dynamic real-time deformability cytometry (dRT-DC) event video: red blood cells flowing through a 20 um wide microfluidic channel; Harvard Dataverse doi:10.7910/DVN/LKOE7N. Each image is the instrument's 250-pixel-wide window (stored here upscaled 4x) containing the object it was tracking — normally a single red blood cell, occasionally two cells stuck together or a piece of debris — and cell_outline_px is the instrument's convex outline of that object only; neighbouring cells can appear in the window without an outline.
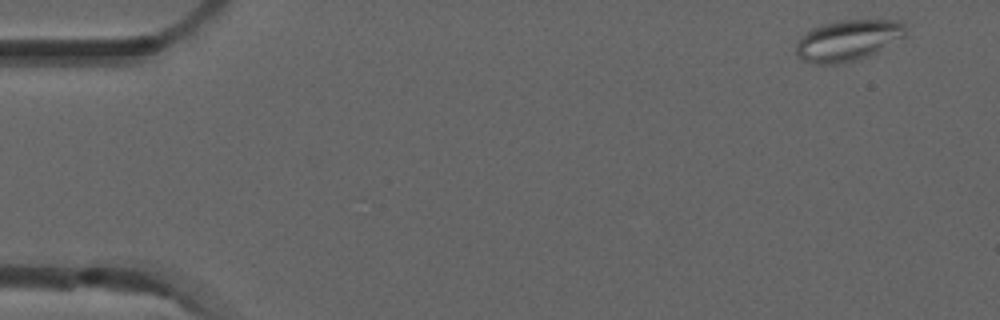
{"species": "common noctule bat (a hibernating species)", "species_latin": "Nyctalus noctula", "temperature_condition": "room temperature", "stored_images_in_passage": 6, "segment_of_instrument_passage": [1, 2], "camera_frame_rate_fps": 3000, "um_per_image_px": 0.085, "animal": {"sex": "male", "forearm_length_mm": 52.5}, "frame": {"image": 1, "passage_image": 1, "time_ms": 0.0, "image_size_px": [1000, 320], "cell_outline_px": [[908, 36], [868, 56], [836, 64], [816, 64], [804, 60], [796, 56], [796, 44], [812, 28], [824, 24], [844, 20], [896, 20], [904, 24]], "centroid_in_image_um": [72.12, 3.43], "position_along_channel_um": 12.9, "area_um2": 25.89}}